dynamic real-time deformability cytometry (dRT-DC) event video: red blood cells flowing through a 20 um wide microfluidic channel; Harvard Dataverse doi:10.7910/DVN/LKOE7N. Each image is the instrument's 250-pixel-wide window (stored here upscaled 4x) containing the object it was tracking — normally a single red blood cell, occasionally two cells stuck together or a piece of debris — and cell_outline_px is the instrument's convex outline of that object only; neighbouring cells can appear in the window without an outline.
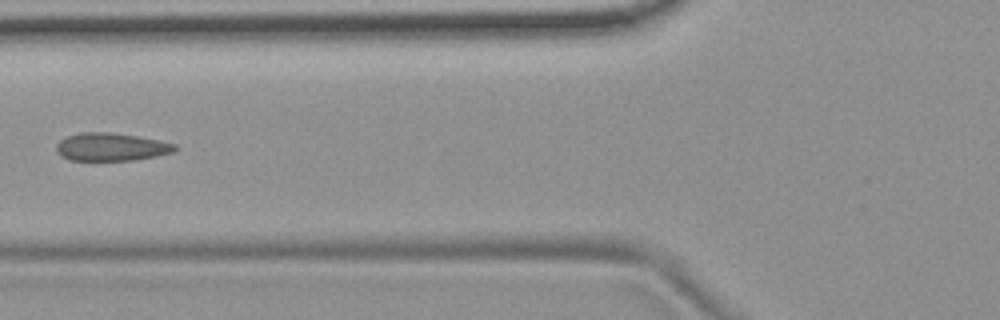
{"species": "common noctule bat (a hibernating species)", "species_latin": "Nyctalus noctula", "temperature_condition": "room temperature", "stored_images_in_passage": 7, "camera_frame_rate_fps": 3000, "um_per_image_px": 0.085, "animal": {"sex": "female", "body_mass_g": 19.9}, "frame": {"image": 1, "passage_image": 4, "time_ms": 1.0, "image_size_px": [1000, 320], "cell_outline_px": [[180, 148], [172, 152], [156, 156], [136, 160], [68, 160], [60, 156], [56, 152], [56, 144], [60, 140], [68, 136], [80, 132], [108, 132], [136, 136], [160, 140], [176, 144]], "centroid_in_image_um": [9.45, 12.49], "position_along_channel_um": 116.4, "area_um2": 19.42}}
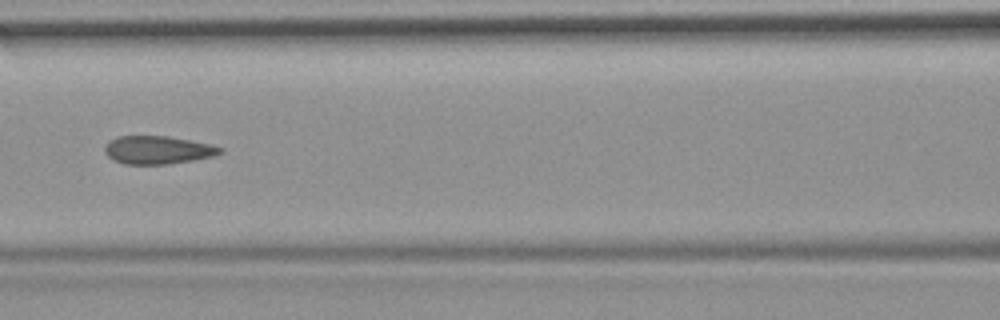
{"frame": {"image": 2, "passage_image": 5, "time_ms": 1.333, "image_size_px": [1000, 320], "cell_outline_px": [[224, 152], [216, 156], [168, 164], [124, 164], [112, 160], [104, 152], [104, 148], [108, 140], [116, 136], [168, 136], [212, 144], [224, 148]], "centroid_in_image_um": [13.42, 12.74], "position_along_channel_um": 153.2, "area_um2": 19.19}}
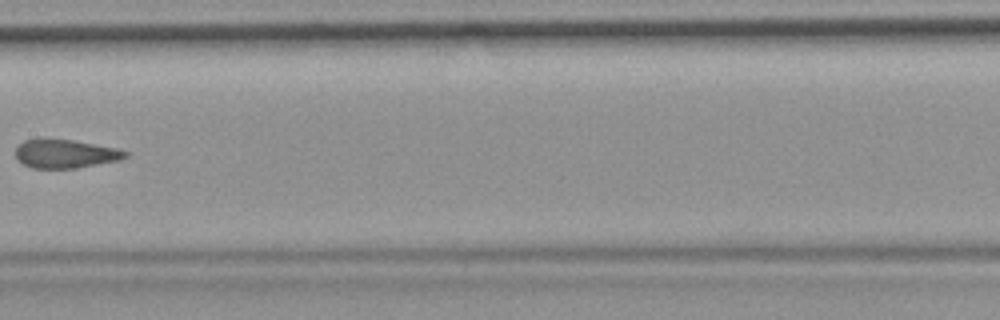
{"frame": {"image": 3, "passage_image": 6, "time_ms": 1.667, "image_size_px": [1000, 320], "cell_outline_px": [[128, 156], [120, 160], [76, 168], [32, 168], [24, 164], [16, 156], [16, 148], [24, 140], [72, 140], [116, 148], [128, 152]], "centroid_in_image_um": [5.59, 13.09], "position_along_channel_um": 201.8, "area_um2": 17.86}}